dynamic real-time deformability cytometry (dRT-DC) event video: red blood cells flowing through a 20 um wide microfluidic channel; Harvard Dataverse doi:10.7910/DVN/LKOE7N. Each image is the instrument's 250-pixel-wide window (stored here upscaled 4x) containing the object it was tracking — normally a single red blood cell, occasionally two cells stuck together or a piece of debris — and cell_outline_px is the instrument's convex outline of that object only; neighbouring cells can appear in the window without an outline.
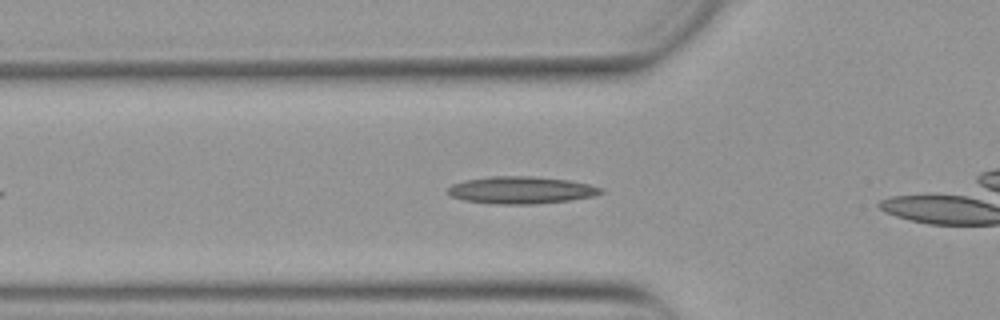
{"species": "Egyptian fruit bat (a non-hibernating species)", "species_latin": "Rousettus aegyptiacus", "temperature_condition": "warm", "stored_images_in_passage": 30, "camera_frame_rate_fps": 3000, "um_per_image_px": 0.085, "animal": {"sex": "female"}, "frame": {"image": 1, "passage_image": 6, "time_ms": 1.667, "image_size_px": [1000, 320], "cell_outline_px": [[604, 192], [592, 196], [568, 200], [532, 204], [496, 204], [464, 200], [452, 196], [448, 192], [448, 188], [452, 184], [464, 180], [488, 176], [532, 176], [568, 180], [588, 184], [604, 188]], "centroid_in_image_um": [44.28, 16.15], "position_along_channel_um": 81.5, "area_um2": 24.16}}
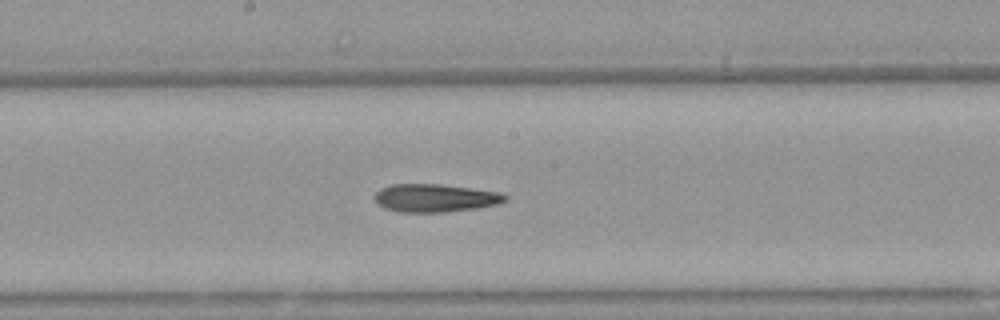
{"frame": {"image": 2, "passage_image": 16, "time_ms": 5.0, "image_size_px": [1000, 320], "cell_outline_px": [[508, 200], [496, 204], [476, 208], [444, 212], [400, 212], [384, 208], [376, 200], [376, 192], [380, 188], [392, 184], [440, 184], [500, 192], [508, 196]], "centroid_in_image_um": [37.0, 16.82], "position_along_channel_um": 211.2, "area_um2": 21.15}}
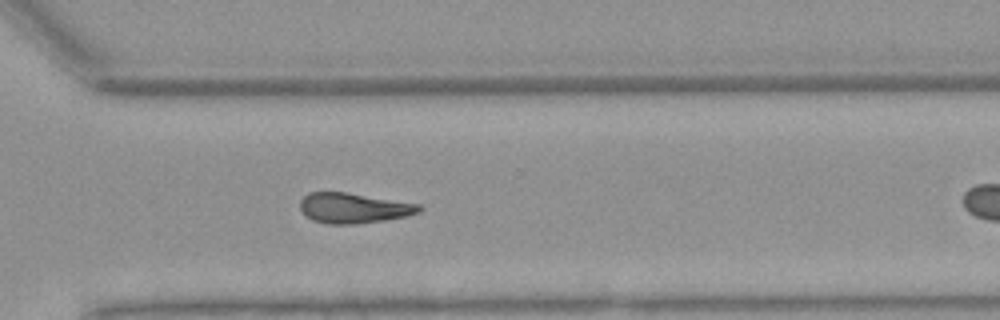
{"frame": {"image": 3, "passage_image": 26, "time_ms": 8.333, "image_size_px": [1000, 320], "cell_outline_px": [[424, 208], [420, 212], [408, 216], [384, 220], [352, 224], [328, 224], [312, 220], [300, 208], [300, 200], [308, 192], [348, 192], [420, 204]], "centroid_in_image_um": [30.09, 17.67], "position_along_channel_um": 340.5, "area_um2": 21.04}}